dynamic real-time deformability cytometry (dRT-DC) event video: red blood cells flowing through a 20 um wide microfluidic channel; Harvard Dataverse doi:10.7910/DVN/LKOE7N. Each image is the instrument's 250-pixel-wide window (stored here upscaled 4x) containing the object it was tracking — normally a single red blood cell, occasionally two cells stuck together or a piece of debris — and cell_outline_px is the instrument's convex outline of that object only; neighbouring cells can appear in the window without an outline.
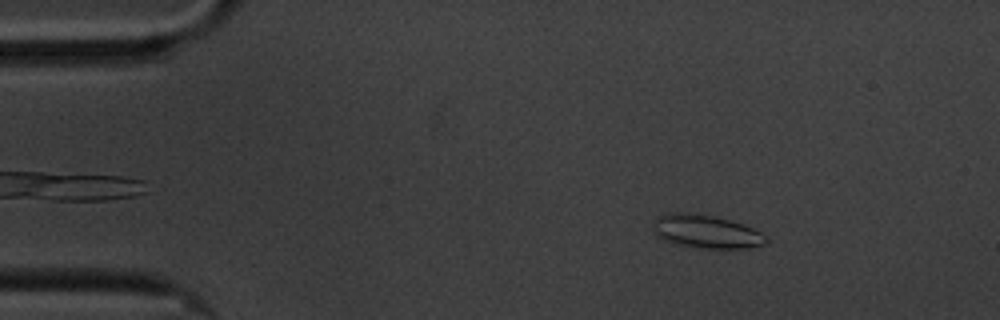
{"species": "common noctule bat (a hibernating species)", "species_latin": "Nyctalus noctula", "temperature_condition": "cold", "stored_images_in_passage": 59, "camera_frame_rate_fps": 3000, "um_per_image_px": 0.085, "animal": {"sex": "male", "body_mass_g": 20.1, "forearm_length_mm": 53.5}, "frame": {"image": 1, "passage_image": 8, "time_ms": 2.333, "image_size_px": [1000, 320], "cell_outline_px": [[768, 240], [764, 244], [748, 248], [700, 248], [672, 244], [656, 236], [652, 228], [656, 220], [660, 216], [668, 212], [680, 212], [712, 216], [728, 220], [752, 228], [768, 236]], "centroid_in_image_um": [59.99, 19.7], "position_along_channel_um": 25.0, "area_um2": 21.79}}
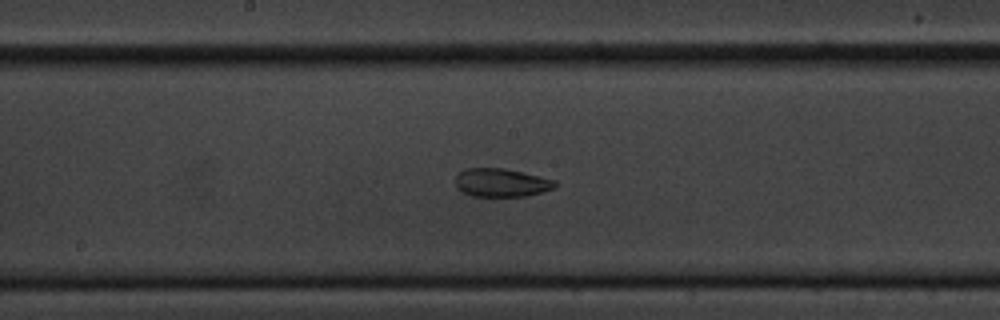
{"frame": {"image": 2, "passage_image": 30, "time_ms": 9.667, "image_size_px": [1000, 320], "cell_outline_px": [[556, 188], [524, 196], [472, 196], [456, 188], [456, 176], [464, 168], [504, 168], [556, 180]], "centroid_in_image_um": [42.6, 15.52], "position_along_channel_um": 205.6, "area_um2": 16.36}}
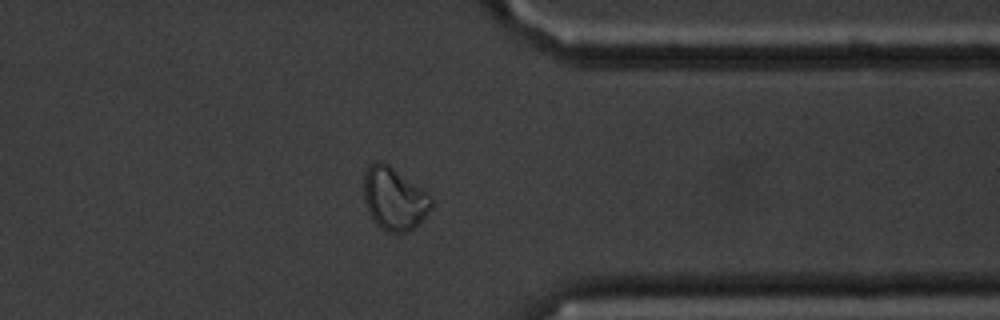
{"frame": {"image": 3, "passage_image": 46, "time_ms": 15.0, "image_size_px": [1000, 320], "cell_outline_px": [[432, 208], [416, 228], [408, 232], [388, 232], [380, 228], [376, 224], [368, 212], [364, 200], [364, 172], [368, 164], [376, 160], [380, 160], [388, 164], [432, 196]], "centroid_in_image_um": [33.5, 16.89], "position_along_channel_um": 377.9, "area_um2": 24.97}, "authors_computed_cell_mechanics": {"area_um2": 20.4034, "velocity_mm_per_s": 3.3556, "shape_relaxation_time_tau1_ms": 6.2742, "shape_relaxation_time_tau2_ms": 3.1309, "deformation_change_tau1": 0.1247, "deformation_change_tau2": 0.0891}}